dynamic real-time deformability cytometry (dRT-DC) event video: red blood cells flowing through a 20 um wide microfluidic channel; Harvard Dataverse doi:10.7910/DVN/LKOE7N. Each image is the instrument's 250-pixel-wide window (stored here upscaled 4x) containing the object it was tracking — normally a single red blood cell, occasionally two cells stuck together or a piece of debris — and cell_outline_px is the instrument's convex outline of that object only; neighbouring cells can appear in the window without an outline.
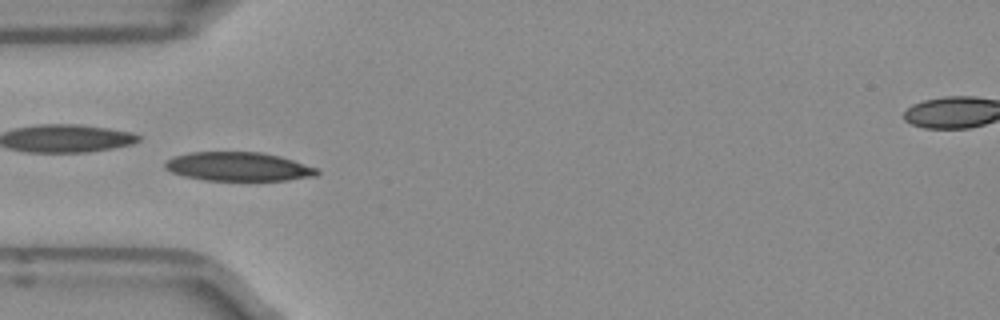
{"species": "Egyptian fruit bat (a non-hibernating species)", "species_latin": "Rousettus aegyptiacus", "temperature_condition": "room temperature", "stored_images_in_passage": 52, "camera_frame_rate_fps": 3000, "um_per_image_px": 0.085, "frame": {"image": 1, "passage_image": 16, "time_ms": 5.0, "image_size_px": [1000, 320], "cell_outline_px": [[320, 172], [316, 176], [288, 180], [204, 180], [184, 176], [172, 172], [164, 168], [164, 164], [168, 160], [176, 156], [192, 152], [260, 152], [280, 156], [316, 168]], "centroid_in_image_um": [20.26, 14.16], "position_along_channel_um": 64.7, "area_um2": 25.32}}
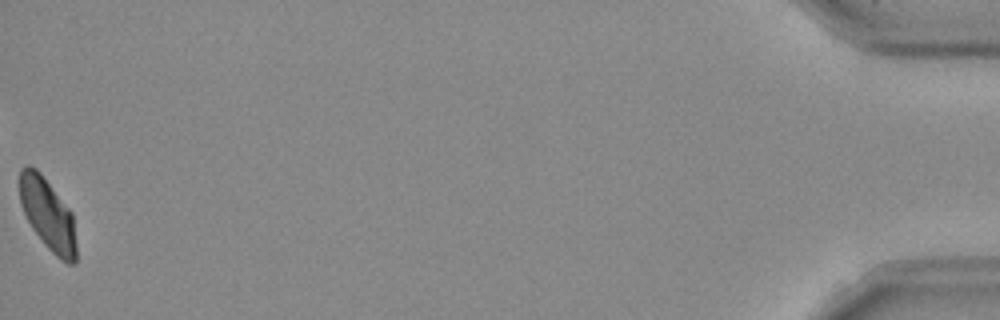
{"frame": {"image": 2, "passage_image": 52, "time_ms": 17.0, "image_size_px": [1000, 320], "cell_outline_px": [[76, 264], [68, 264], [60, 260], [44, 244], [32, 228], [20, 204], [20, 168], [28, 164], [36, 168], [40, 172], [72, 212], [76, 244]], "centroid_in_image_um": [4.07, 18.23], "position_along_channel_um": 431.1, "area_um2": 23.64}, "authors_computed_cell_mechanics": {"area_um2": 24.6228, "velocity_mm_per_s": 3.9191, "shape_relaxation_time_tau1_ms": 5.1541, "shape_relaxation_time_tau2_ms": 3.376, "deformation_change_tau1": 0.1283, "deformation_change_tau2": 0.0703}}